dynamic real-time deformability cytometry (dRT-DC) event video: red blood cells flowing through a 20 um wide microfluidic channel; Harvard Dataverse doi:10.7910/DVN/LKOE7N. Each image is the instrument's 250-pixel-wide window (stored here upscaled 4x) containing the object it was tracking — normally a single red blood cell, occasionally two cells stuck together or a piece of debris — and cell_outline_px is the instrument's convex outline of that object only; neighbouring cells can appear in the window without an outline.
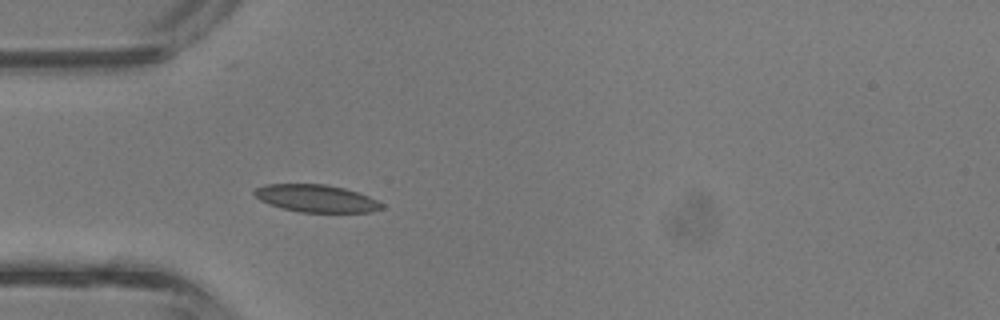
{"species": "common noctule bat (a hibernating species)", "species_latin": "Nyctalus noctula", "temperature_condition": "room temperature", "stored_images_in_passage": 3, "camera_frame_rate_fps": 3000, "um_per_image_px": 0.085, "animal": {"sex": "male", "body_mass_g": 13.3}, "frame": {"image": 1, "passage_image": 3, "time_ms": 0.667, "image_size_px": [1000, 320], "cell_outline_px": [[384, 208], [372, 212], [300, 212], [280, 208], [268, 204], [260, 200], [252, 192], [256, 188], [264, 184], [328, 184], [344, 188], [368, 196], [384, 204]], "centroid_in_image_um": [26.86, 16.86], "position_along_channel_um": 58.1, "area_um2": 20.46}}